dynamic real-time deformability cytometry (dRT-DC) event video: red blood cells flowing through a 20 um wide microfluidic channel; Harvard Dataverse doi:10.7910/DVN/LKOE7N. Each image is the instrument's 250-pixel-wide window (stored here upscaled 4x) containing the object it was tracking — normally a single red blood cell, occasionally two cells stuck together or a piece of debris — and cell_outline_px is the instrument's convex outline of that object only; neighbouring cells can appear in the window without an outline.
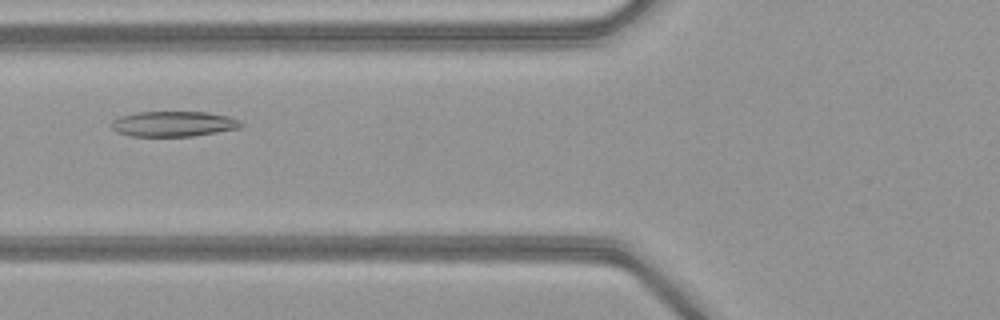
{"species": "common noctule bat (a hibernating species)", "species_latin": "Nyctalus noctula", "temperature_condition": "warm", "stored_images_in_passage": 46, "camera_frame_rate_fps": 3000, "um_per_image_px": 0.085, "animal": {"sex": "female", "body_mass_g": 21.9}, "frame": {"image": 1, "passage_image": 15, "time_ms": 4.667, "image_size_px": [1000, 320], "cell_outline_px": [[244, 124], [240, 128], [192, 136], [132, 136], [116, 132], [108, 124], [112, 120], [120, 116], [140, 112], [208, 112], [228, 116], [240, 120]], "centroid_in_image_um": [14.73, 10.53], "position_along_channel_um": 111.1, "area_um2": 19.19}}
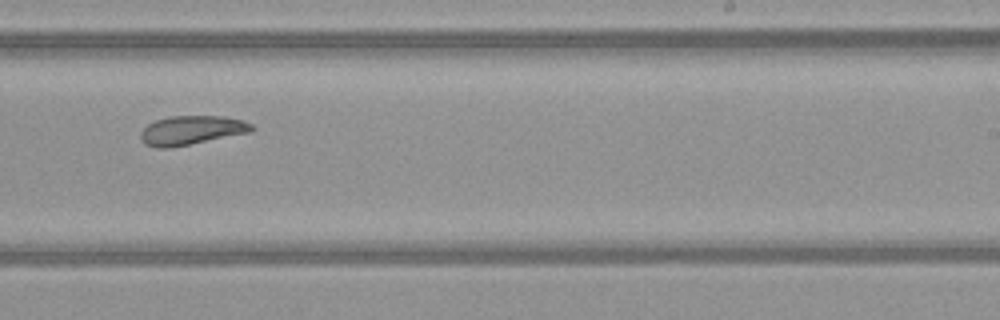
{"frame": {"image": 2, "passage_image": 27, "time_ms": 8.667, "image_size_px": [1000, 320], "cell_outline_px": [[256, 128], [252, 132], [172, 148], [156, 148], [144, 144], [140, 140], [140, 132], [148, 124], [156, 120], [168, 116], [224, 116], [244, 120], [252, 124]], "centroid_in_image_um": [16.29, 11.08], "position_along_channel_um": 272.7, "area_um2": 19.19}}
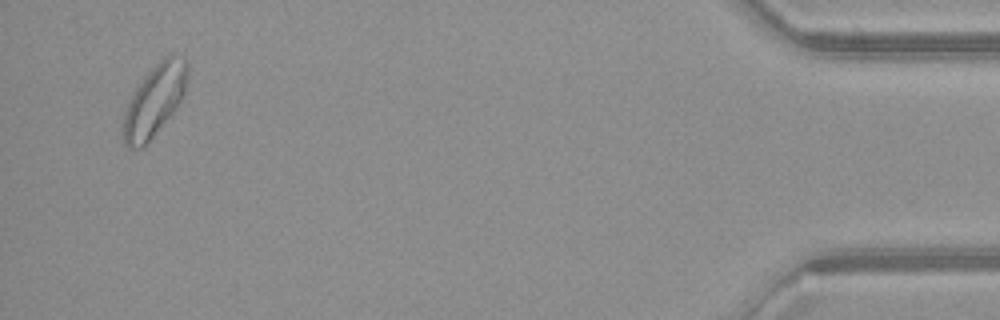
{"frame": {"image": 3, "passage_image": 44, "time_ms": 14.333, "image_size_px": [1000, 320], "cell_outline_px": [[188, 72], [184, 92], [180, 100], [172, 112], [152, 136], [140, 148], [128, 148], [124, 144], [124, 112], [136, 88], [148, 72], [164, 56], [172, 52], [184, 56], [188, 60]], "centroid_in_image_um": [13.17, 8.45], "position_along_channel_um": 422.0, "area_um2": 26.07}, "authors_computed_cell_mechanics": {"area_um2": 21.7617, "velocity_mm_per_s": 4.0456, "shape_relaxation_time_tau1_ms": null, "shape_relaxation_time_tau2_ms": 2.2686, "deformation_change_tau1": null, "deformation_change_tau2": 0.0872}}